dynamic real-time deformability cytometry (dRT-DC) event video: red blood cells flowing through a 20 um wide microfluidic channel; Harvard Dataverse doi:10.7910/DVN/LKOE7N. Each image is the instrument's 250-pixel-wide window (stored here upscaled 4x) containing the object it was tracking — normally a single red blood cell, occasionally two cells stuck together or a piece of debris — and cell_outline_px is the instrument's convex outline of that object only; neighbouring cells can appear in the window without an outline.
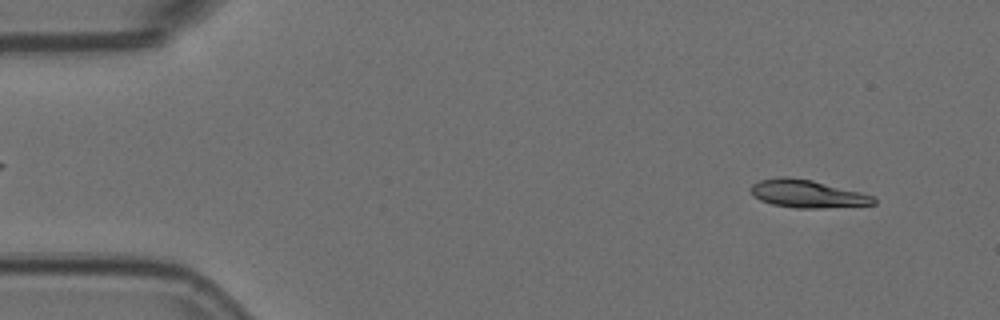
{"species": "Egyptian fruit bat (a non-hibernating species)", "species_latin": "Rousettus aegyptiacus", "temperature_condition": "room temperature", "stored_images_in_passage": 5, "camera_frame_rate_fps": 3000, "um_per_image_px": 0.085, "animal": {"sex": "female"}, "frame": {"image": 1, "passage_image": 5, "time_ms": 1.333, "image_size_px": [1000, 320], "cell_outline_px": [[876, 204], [824, 208], [796, 208], [772, 204], [760, 200], [748, 188], [752, 184], [760, 180], [784, 176], [788, 176], [812, 180], [860, 192], [872, 196], [876, 200]], "centroid_in_image_um": [68.6, 16.47], "position_along_channel_um": 16.4, "area_um2": 19.77}}